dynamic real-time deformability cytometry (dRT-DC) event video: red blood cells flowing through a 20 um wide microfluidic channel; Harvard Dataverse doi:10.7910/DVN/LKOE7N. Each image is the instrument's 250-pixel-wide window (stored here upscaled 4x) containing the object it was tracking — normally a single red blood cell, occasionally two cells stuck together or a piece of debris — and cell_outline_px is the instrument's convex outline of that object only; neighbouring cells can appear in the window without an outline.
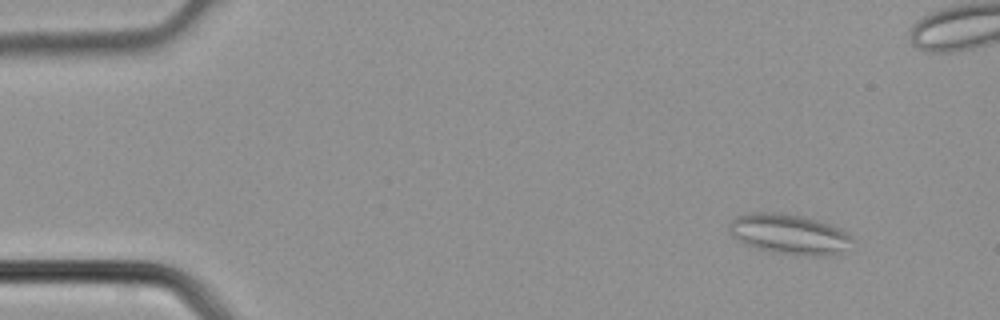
{"species": "common noctule bat (a hibernating species)", "species_latin": "Nyctalus noctula", "temperature_condition": "cold", "stored_images_in_passage": 5, "camera_frame_rate_fps": 3000, "um_per_image_px": 0.085, "animal": {"sex": "male", "body_mass_g": 21.5, "forearm_length_mm": 52.0}, "frame": {"image": 1, "passage_image": 2, "time_ms": 0.333, "image_size_px": [1000, 320], "cell_outline_px": [[856, 240], [840, 252], [832, 256], [796, 256], [756, 248], [744, 244], [736, 240], [728, 232], [728, 224], [736, 216], [744, 212], [784, 212], [800, 216], [828, 224], [840, 228], [848, 232]], "centroid_in_image_um": [67.05, 19.9], "position_along_channel_um": 17.9, "area_um2": 29.36}}